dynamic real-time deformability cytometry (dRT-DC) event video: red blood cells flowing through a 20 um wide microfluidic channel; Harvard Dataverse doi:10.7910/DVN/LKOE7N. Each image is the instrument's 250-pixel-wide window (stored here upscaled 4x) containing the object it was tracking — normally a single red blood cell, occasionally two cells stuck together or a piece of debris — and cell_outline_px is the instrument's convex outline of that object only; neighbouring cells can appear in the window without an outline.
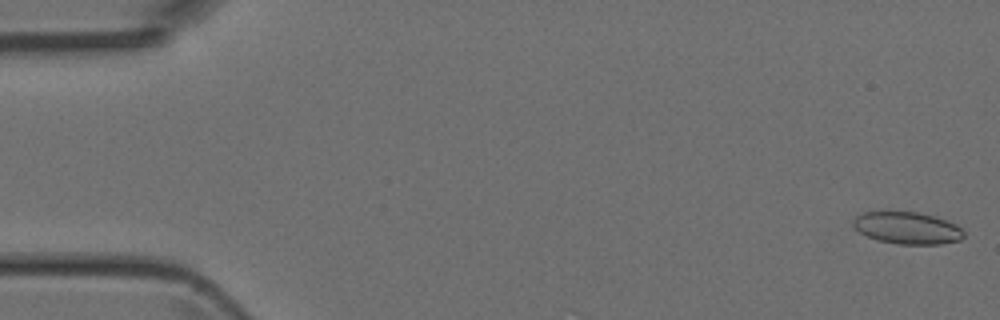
{"species": "Egyptian fruit bat (a non-hibernating species)", "species_latin": "Rousettus aegyptiacus", "temperature_condition": "room temperature", "stored_images_in_passage": 47, "camera_frame_rate_fps": 3000, "um_per_image_px": 0.085, "animal": {"sex": "female"}, "frame": {"image": 1, "passage_image": 1, "time_ms": 0.0, "image_size_px": [1000, 320], "cell_outline_px": [[964, 236], [960, 240], [940, 244], [900, 244], [880, 240], [868, 236], [860, 232], [852, 224], [852, 220], [856, 216], [864, 212], [916, 212], [936, 216], [956, 224], [964, 232]], "centroid_in_image_um": [77.14, 19.37], "position_along_channel_um": 7.9, "area_um2": 20.46}}
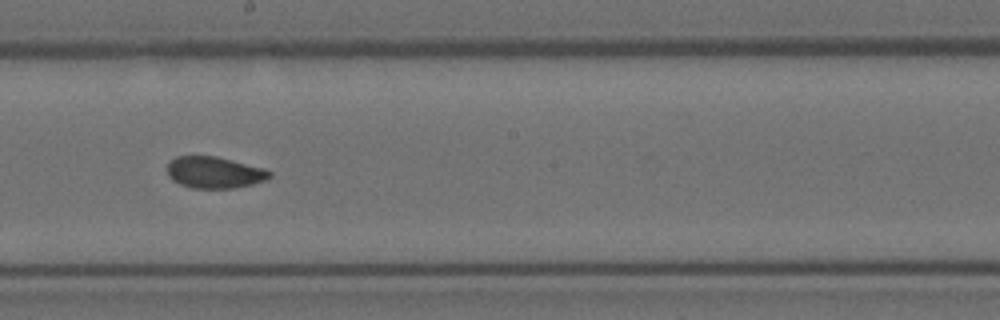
{"frame": {"image": 2, "passage_image": 26, "time_ms": 8.333, "image_size_px": [1000, 320], "cell_outline_px": [[272, 176], [264, 180], [252, 184], [232, 188], [192, 188], [180, 184], [172, 180], [168, 176], [168, 160], [176, 156], [216, 156], [264, 168], [272, 172]], "centroid_in_image_um": [18.2, 14.65], "position_along_channel_um": 230.0, "area_um2": 18.84}}
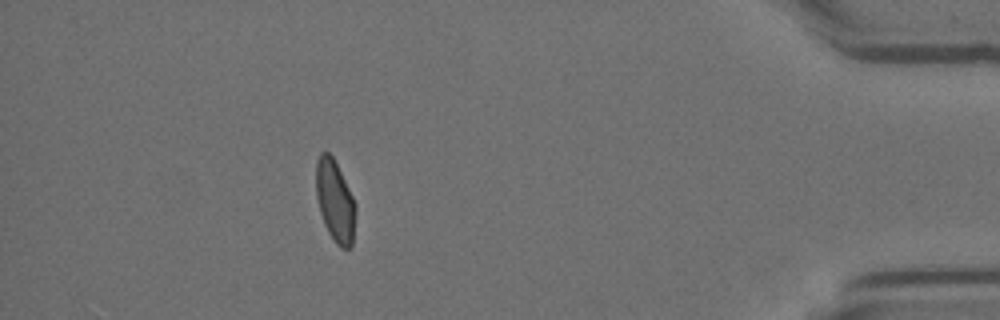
{"frame": {"image": 3, "passage_image": 42, "time_ms": 13.667, "image_size_px": [1000, 320], "cell_outline_px": [[356, 212], [352, 248], [340, 248], [336, 244], [328, 232], [324, 224], [320, 212], [316, 196], [316, 160], [320, 152], [328, 152], [332, 156], [356, 204]], "centroid_in_image_um": [28.47, 17.12], "position_along_channel_um": 406.7, "area_um2": 18.84}}